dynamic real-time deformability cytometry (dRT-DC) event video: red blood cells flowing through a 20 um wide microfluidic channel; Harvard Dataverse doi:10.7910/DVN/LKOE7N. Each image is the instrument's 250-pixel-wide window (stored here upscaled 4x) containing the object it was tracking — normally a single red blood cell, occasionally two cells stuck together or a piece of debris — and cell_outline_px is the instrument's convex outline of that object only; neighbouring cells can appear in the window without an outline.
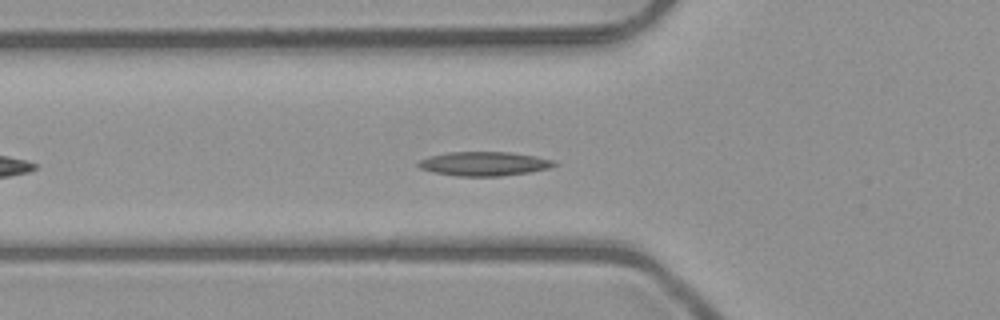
{"species": "common noctule bat (a hibernating species)", "species_latin": "Nyctalus noctula", "temperature_condition": "room temperature", "stored_images_in_passage": 41, "camera_frame_rate_fps": 3000, "um_per_image_px": 0.085, "animal": {"sex": "male", "body_mass_g": 23.1, "forearm_length_mm": 52.7}, "frame": {"image": 1, "passage_image": 7, "time_ms": 2.0, "image_size_px": [1000, 320], "cell_outline_px": [[560, 164], [548, 168], [528, 172], [500, 176], [456, 176], [432, 172], [420, 168], [416, 164], [420, 160], [432, 156], [448, 152], [512, 152], [536, 156], [556, 160]], "centroid_in_image_um": [41.19, 13.91], "position_along_channel_um": 84.6, "area_um2": 19.13}}
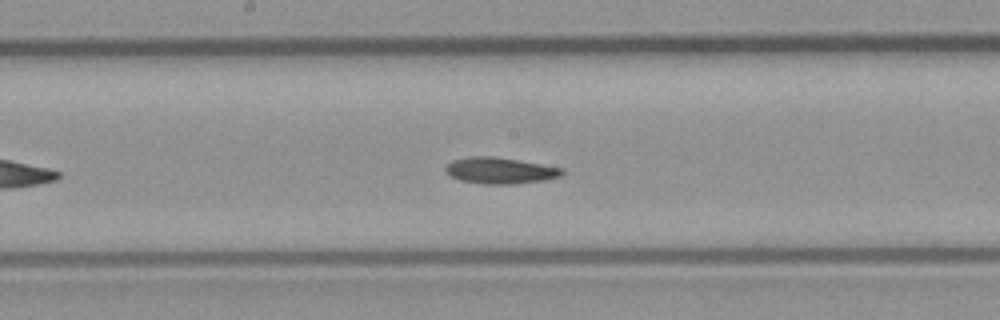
{"frame": {"image": 2, "passage_image": 16, "time_ms": 5.0, "image_size_px": [1000, 320], "cell_outline_px": [[564, 172], [560, 176], [544, 180], [516, 184], [484, 184], [460, 180], [448, 176], [444, 172], [444, 168], [452, 160], [468, 156], [492, 156], [564, 168]], "centroid_in_image_um": [42.45, 14.5], "position_along_channel_um": 205.8, "area_um2": 17.92}}
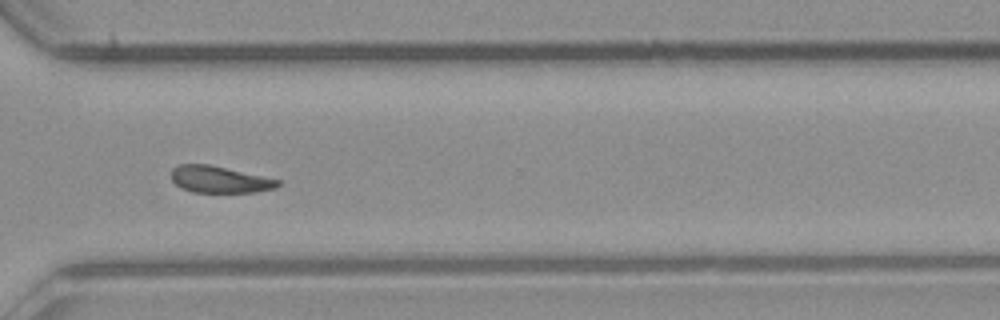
{"frame": {"image": 3, "passage_image": 27, "time_ms": 8.667, "image_size_px": [1000, 320], "cell_outline_px": [[284, 184], [276, 188], [256, 192], [192, 192], [180, 188], [172, 180], [172, 168], [180, 164], [208, 164], [280, 180]], "centroid_in_image_um": [18.68, 15.26], "position_along_channel_um": 351.9, "area_um2": 16.59}}